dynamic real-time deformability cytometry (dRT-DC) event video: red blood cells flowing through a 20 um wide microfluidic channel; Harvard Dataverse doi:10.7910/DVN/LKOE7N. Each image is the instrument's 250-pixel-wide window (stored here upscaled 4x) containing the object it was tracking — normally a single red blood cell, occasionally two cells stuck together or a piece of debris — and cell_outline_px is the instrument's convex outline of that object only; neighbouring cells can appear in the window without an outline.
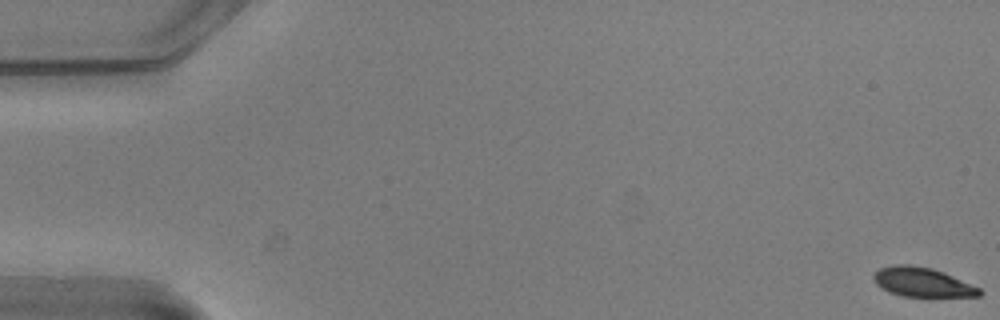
{"species": "common noctule bat (a hibernating species)", "species_latin": "Nyctalus noctula", "temperature_condition": "warm", "stored_images_in_passage": 55, "camera_frame_rate_fps": 3000, "um_per_image_px": 0.085, "animal": {"sex": "male", "body_mass_g": 20.5, "forearm_length_mm": 52.5}, "frame": {"image": 1, "passage_image": 1, "time_ms": 0.0, "image_size_px": [1000, 320], "cell_outline_px": [[984, 292], [980, 296], [900, 296], [888, 292], [880, 288], [876, 284], [872, 276], [880, 268], [896, 264], [908, 264], [932, 268], [944, 272], [980, 288]], "centroid_in_image_um": [78.38, 23.98], "position_along_channel_um": 6.6, "area_um2": 18.09}}
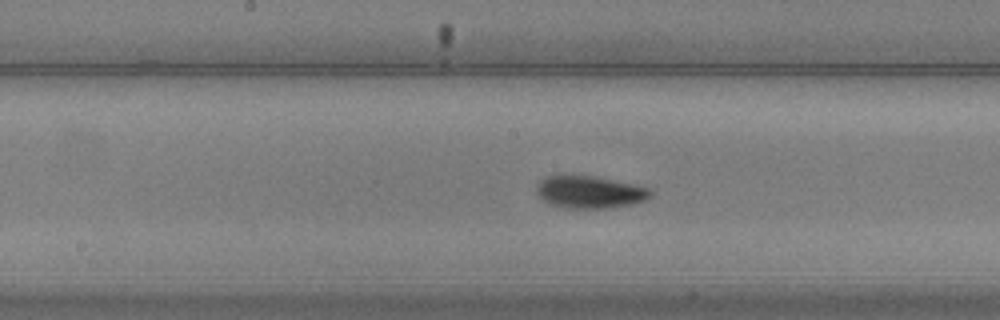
{"frame": {"image": 2, "passage_image": 29, "time_ms": 9.333, "image_size_px": [1000, 320], "cell_outline_px": [[652, 196], [644, 200], [632, 204], [608, 208], [564, 208], [548, 204], [540, 196], [536, 188], [540, 180], [544, 176], [596, 176], [636, 184], [648, 188], [652, 192]], "centroid_in_image_um": [50.14, 16.33], "position_along_channel_um": 198.1, "area_um2": 21.5}}
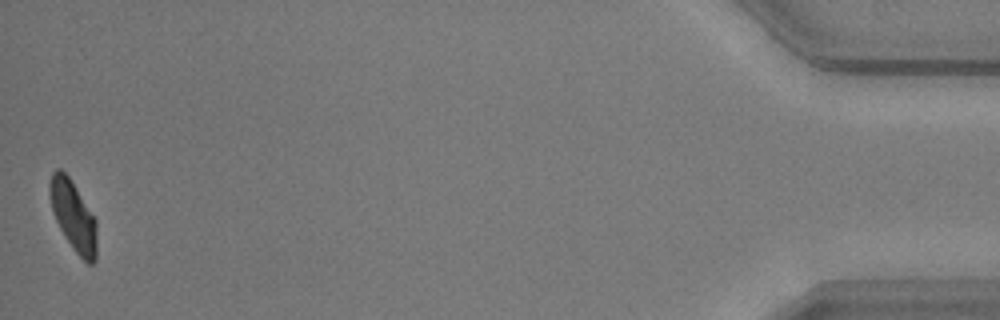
{"frame": {"image": 3, "passage_image": 55, "time_ms": 18.0, "image_size_px": [1000, 320], "cell_outline_px": [[96, 260], [92, 264], [88, 264], [72, 248], [64, 236], [52, 212], [48, 192], [48, 184], [52, 172], [56, 168], [60, 168], [68, 176], [96, 220]], "centroid_in_image_um": [6.2, 18.34], "position_along_channel_um": 429.0, "area_um2": 19.13}, "authors_computed_cell_mechanics": {"area_um2": 20.1722, "velocity_mm_per_s": 3.7369, "shape_relaxation_time_tau1_ms": 2.2631, "shape_relaxation_time_tau2_ms": 1.5551, "deformation_change_tau1": 0.1441, "deformation_change_tau2": 0.0561}}